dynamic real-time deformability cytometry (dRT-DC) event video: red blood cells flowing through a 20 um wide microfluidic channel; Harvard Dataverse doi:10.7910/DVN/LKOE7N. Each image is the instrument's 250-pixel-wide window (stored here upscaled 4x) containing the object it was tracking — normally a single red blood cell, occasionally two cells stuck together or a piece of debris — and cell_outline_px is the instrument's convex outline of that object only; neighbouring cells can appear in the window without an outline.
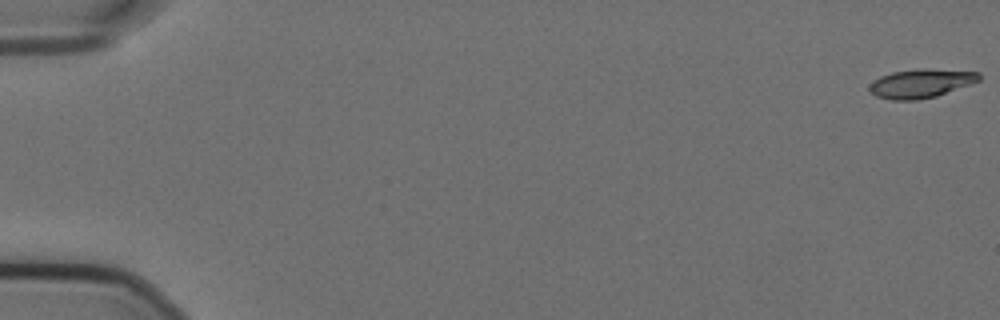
{"species": "Egyptian fruit bat (a non-hibernating species)", "species_latin": "Rousettus aegyptiacus", "temperature_condition": "cold", "stored_images_in_passage": 9, "camera_frame_rate_fps": 3000, "um_per_image_px": 0.085, "animal": {"sex": "female"}, "frame": {"image": 1, "passage_image": 1, "time_ms": 0.0, "image_size_px": [1000, 320], "cell_outline_px": [[980, 80], [972, 84], [936, 96], [916, 100], [892, 100], [876, 96], [868, 88], [868, 84], [880, 76], [892, 72], [920, 68], [924, 68], [980, 72]], "centroid_in_image_um": [78.28, 7.08], "position_along_channel_um": 6.7, "area_um2": 18.5}}